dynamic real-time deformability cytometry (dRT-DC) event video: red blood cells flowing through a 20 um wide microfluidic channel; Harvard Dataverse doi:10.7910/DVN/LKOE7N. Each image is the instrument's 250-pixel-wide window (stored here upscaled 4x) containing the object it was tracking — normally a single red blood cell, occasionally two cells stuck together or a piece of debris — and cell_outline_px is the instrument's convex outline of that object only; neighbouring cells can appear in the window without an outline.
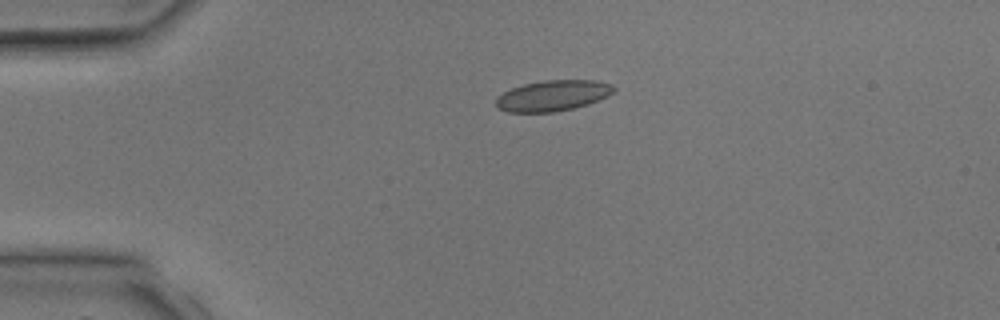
{"species": "common noctule bat (a hibernating species)", "species_latin": "Nyctalus noctula", "temperature_condition": "room temperature", "stored_images_in_passage": 4, "camera_frame_rate_fps": 3000, "um_per_image_px": 0.085, "animal": {"sex": "male", "body_mass_g": 17.9, "forearm_length_mm": 54.2}, "frame": {"image": 1, "passage_image": 3, "time_ms": 2.667, "image_size_px": [1000, 320], "cell_outline_px": [[616, 88], [608, 96], [588, 104], [576, 108], [552, 112], [508, 112], [500, 108], [496, 104], [496, 96], [512, 88], [524, 84], [544, 80], [596, 80], [612, 84]], "centroid_in_image_um": [47.01, 8.12], "position_along_channel_um": 38.0, "area_um2": 21.1}}